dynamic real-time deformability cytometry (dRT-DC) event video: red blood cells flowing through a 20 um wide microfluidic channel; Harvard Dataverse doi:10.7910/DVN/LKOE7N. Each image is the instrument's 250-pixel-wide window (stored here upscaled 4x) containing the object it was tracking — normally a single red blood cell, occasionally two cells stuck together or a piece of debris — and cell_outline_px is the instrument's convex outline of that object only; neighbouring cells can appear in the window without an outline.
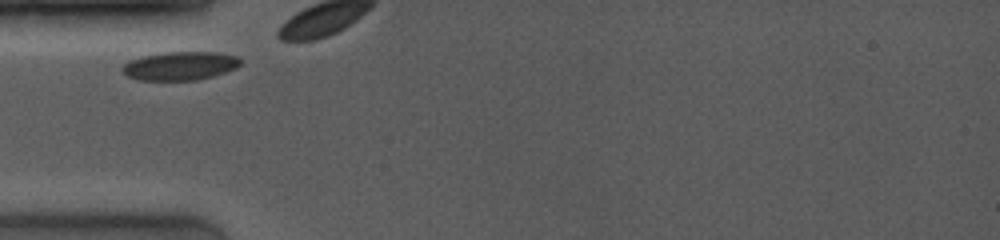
{"species": "common noctule bat (a hibernating species)", "species_latin": "Nyctalus noctula", "temperature_condition": "room temperature", "stored_images_in_passage": 18, "camera_frame_rate_fps": 4000, "um_per_image_px": 0.085, "animal": {"sex": "female", "body_mass_g": 19.0, "forearm_length_mm": 53.3}, "frame": {"image": 1, "passage_image": 1, "time_ms": 0.0, "image_size_px": [1000, 240], "cell_outline_px": [[240, 64], [236, 68], [212, 76], [196, 80], [140, 80], [128, 76], [120, 72], [120, 68], [124, 64], [140, 56], [164, 52], [220, 52], [236, 56], [240, 60]], "centroid_in_image_um": [15.27, 5.59], "position_along_channel_um": 69.7, "area_um2": 19.65}}
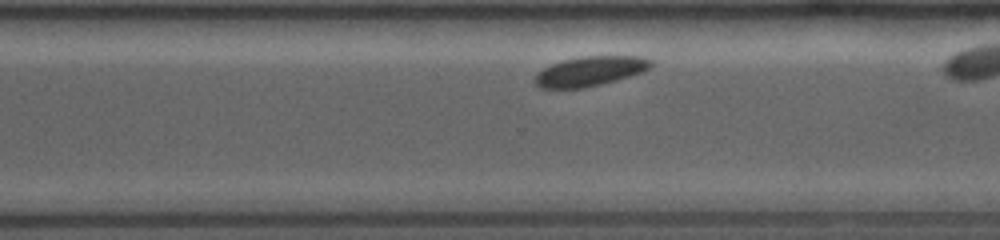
{"frame": {"image": 2, "passage_image": 13, "time_ms": 6.75, "image_size_px": [1000, 240], "cell_outline_px": [[652, 68], [616, 80], [584, 88], [540, 88], [532, 80], [544, 68], [552, 64], [564, 60], [580, 56], [640, 56], [652, 60]], "centroid_in_image_um": [50.16, 6.05], "position_along_channel_um": 320.4, "area_um2": 19.88}}